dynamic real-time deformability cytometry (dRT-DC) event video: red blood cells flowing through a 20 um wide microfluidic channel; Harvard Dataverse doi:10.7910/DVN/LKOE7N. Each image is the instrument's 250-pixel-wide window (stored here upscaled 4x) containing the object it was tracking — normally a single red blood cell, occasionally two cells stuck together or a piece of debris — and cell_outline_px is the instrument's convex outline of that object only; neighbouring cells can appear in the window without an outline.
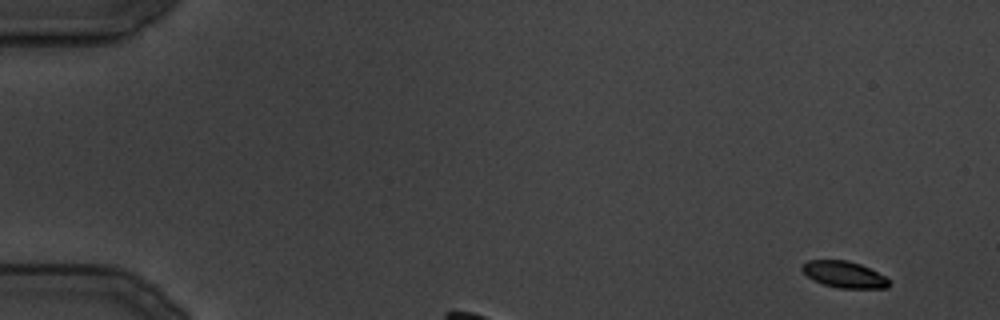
{"species": "common noctule bat (a hibernating species)", "species_latin": "Nyctalus noctula", "temperature_condition": "cold", "stored_images_in_passage": 31, "camera_frame_rate_fps": 3000, "um_per_image_px": 0.085, "animal": {"sex": "male", "body_mass_g": 19.5, "forearm_length_mm": 54.6}, "frame": {"image": 1, "passage_image": 1, "time_ms": 0.0, "image_size_px": [1000, 320], "cell_outline_px": [[888, 288], [836, 288], [812, 280], [800, 268], [808, 260], [848, 260], [860, 264], [884, 276], [888, 280]], "centroid_in_image_um": [71.72, 23.33], "position_along_channel_um": 13.3, "area_um2": 13.24}}
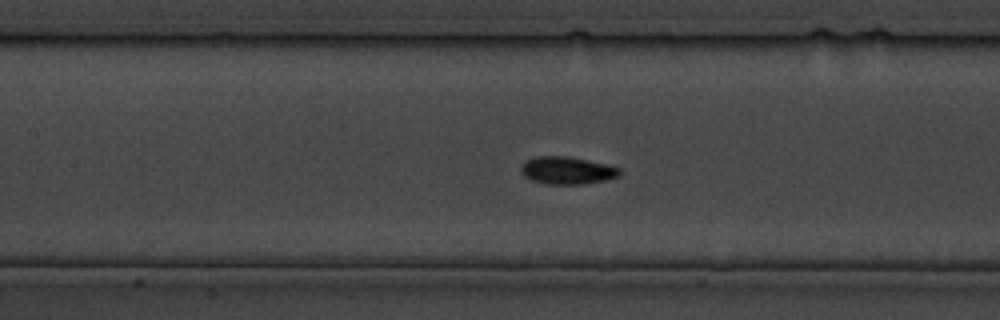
{"frame": {"image": 2, "passage_image": 15, "time_ms": 17.667, "image_size_px": [1000, 320], "cell_outline_px": [[620, 176], [604, 180], [584, 184], [544, 184], [532, 180], [524, 176], [520, 172], [520, 168], [524, 160], [536, 156], [568, 156], [604, 164], [620, 168]], "centroid_in_image_um": [48.15, 14.49], "position_along_channel_um": 159.3, "area_um2": 15.84}}
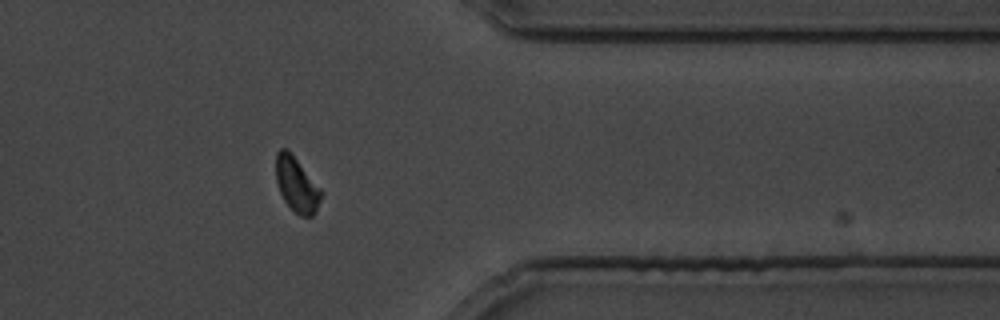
{"frame": {"image": 3, "passage_image": 27, "time_ms": 32.667, "image_size_px": [1000, 320], "cell_outline_px": [[324, 192], [316, 212], [312, 216], [300, 216], [284, 200], [280, 192], [276, 180], [276, 152], [280, 148], [288, 148]], "centroid_in_image_um": [25.23, 15.66], "position_along_channel_um": 386.2, "area_um2": 14.57}}